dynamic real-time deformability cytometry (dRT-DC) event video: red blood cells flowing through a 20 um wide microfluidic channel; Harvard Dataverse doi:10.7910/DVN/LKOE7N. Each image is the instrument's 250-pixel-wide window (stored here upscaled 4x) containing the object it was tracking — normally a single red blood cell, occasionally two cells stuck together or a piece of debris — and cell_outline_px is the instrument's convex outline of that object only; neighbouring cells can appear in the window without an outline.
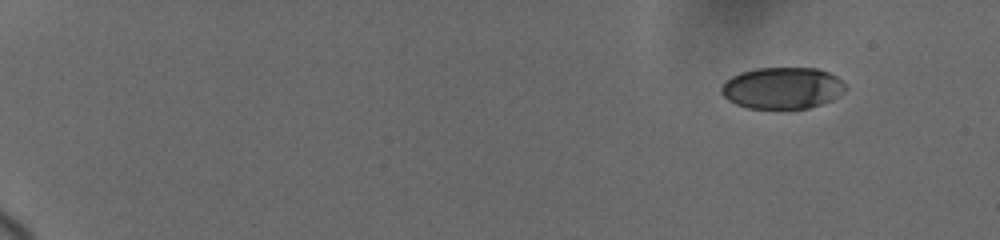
{"species": "human", "species_latin": "Homo sapiens", "temperature_condition": "cold", "stored_images_in_passage": 13, "camera_frame_rate_fps": 3000, "um_per_image_px": 0.085, "donor": {"sex": "female"}, "frame": {"image": 1, "passage_image": 1, "time_ms": 0.0, "image_size_px": [1000, 240], "cell_outline_px": [[848, 88], [844, 92], [832, 100], [808, 108], [748, 108], [736, 104], [728, 100], [720, 92], [720, 88], [732, 76], [740, 72], [756, 68], [816, 68], [828, 72], [836, 76]], "centroid_in_image_um": [66.51, 7.48], "position_along_channel_um": 18.5, "area_um2": 30.0}}
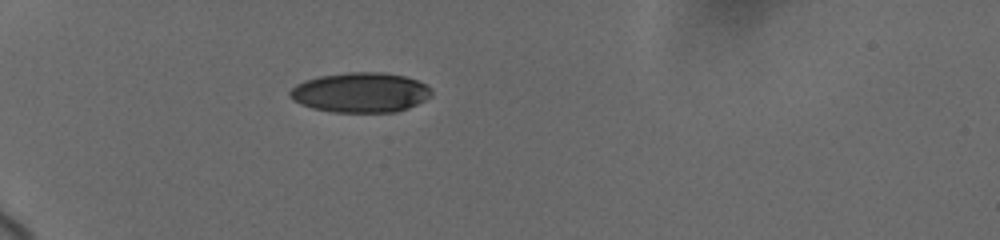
{"frame": {"image": 2, "passage_image": 11, "time_ms": 4.667, "image_size_px": [1000, 240], "cell_outline_px": [[432, 96], [408, 108], [396, 112], [332, 112], [312, 108], [300, 104], [292, 100], [288, 96], [288, 92], [296, 84], [304, 80], [320, 76], [352, 72], [380, 72], [404, 76], [416, 80], [424, 84], [432, 92]], "centroid_in_image_um": [30.6, 7.87], "position_along_channel_um": 54.4, "area_um2": 32.89}}
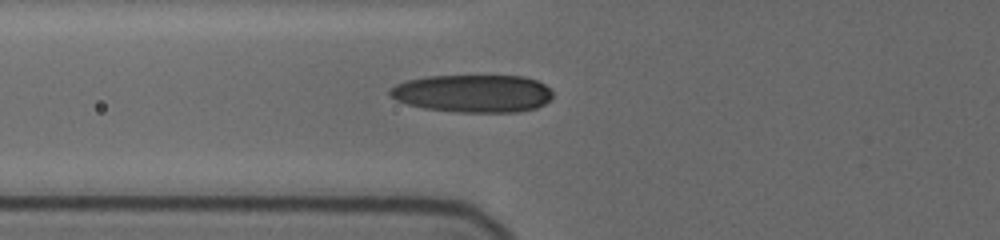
{"frame": {"image": 3, "passage_image": 13, "time_ms": 6.333, "image_size_px": [1000, 240], "cell_outline_px": [[552, 96], [544, 104], [536, 108], [516, 112], [456, 112], [424, 108], [408, 104], [396, 100], [388, 92], [388, 88], [396, 84], [408, 80], [428, 76], [524, 76], [536, 80], [544, 84], [552, 92]], "centroid_in_image_um": [40.18, 7.94], "position_along_channel_um": 85.6, "area_um2": 35.78}}